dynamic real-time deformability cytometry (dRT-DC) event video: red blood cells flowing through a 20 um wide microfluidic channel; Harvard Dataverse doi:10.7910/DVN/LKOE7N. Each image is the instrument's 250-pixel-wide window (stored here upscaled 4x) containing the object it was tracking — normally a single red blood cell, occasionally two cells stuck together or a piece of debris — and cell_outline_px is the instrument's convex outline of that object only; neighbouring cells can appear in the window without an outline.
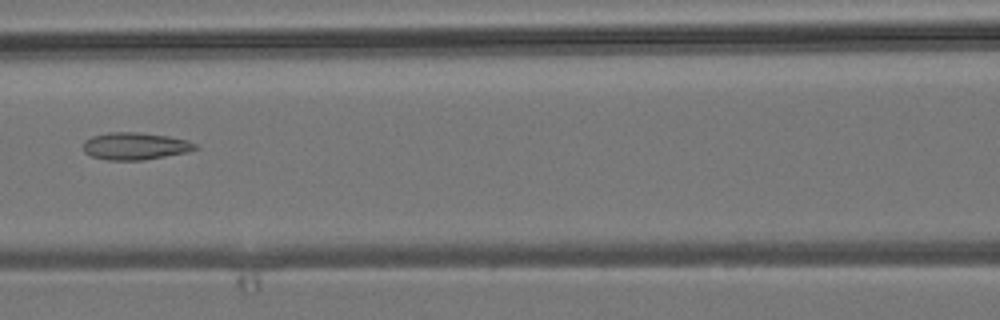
{"species": "common noctule bat (a hibernating species)", "species_latin": "Nyctalus noctula", "temperature_condition": "room temperature", "stored_images_in_passage": 8, "camera_frame_rate_fps": 3000, "um_per_image_px": 0.085, "animal": {"sex": "male", "body_mass_g": 19.2, "forearm_length_mm": 51.8}, "frame": {"image": 1, "passage_image": 7, "time_ms": 7.0, "image_size_px": [1000, 320], "cell_outline_px": [[200, 148], [188, 152], [144, 160], [108, 160], [92, 156], [84, 152], [84, 140], [92, 136], [108, 132], [136, 132], [168, 136], [188, 140], [196, 144]], "centroid_in_image_um": [11.51, 12.42], "position_along_channel_um": 155.1, "area_um2": 17.86}}
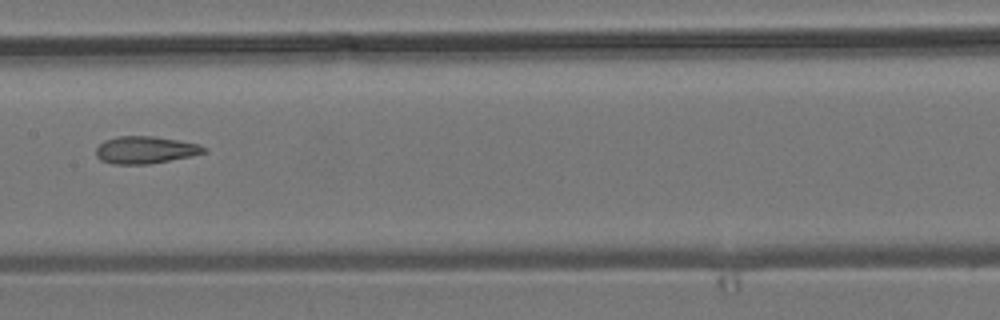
{"frame": {"image": 2, "passage_image": 8, "time_ms": 8.0, "image_size_px": [1000, 320], "cell_outline_px": [[208, 152], [192, 156], [148, 164], [112, 164], [100, 160], [96, 156], [96, 148], [104, 140], [120, 136], [152, 136], [200, 144], [208, 148]], "centroid_in_image_um": [12.37, 12.75], "position_along_channel_um": 195.0, "area_um2": 17.22}}